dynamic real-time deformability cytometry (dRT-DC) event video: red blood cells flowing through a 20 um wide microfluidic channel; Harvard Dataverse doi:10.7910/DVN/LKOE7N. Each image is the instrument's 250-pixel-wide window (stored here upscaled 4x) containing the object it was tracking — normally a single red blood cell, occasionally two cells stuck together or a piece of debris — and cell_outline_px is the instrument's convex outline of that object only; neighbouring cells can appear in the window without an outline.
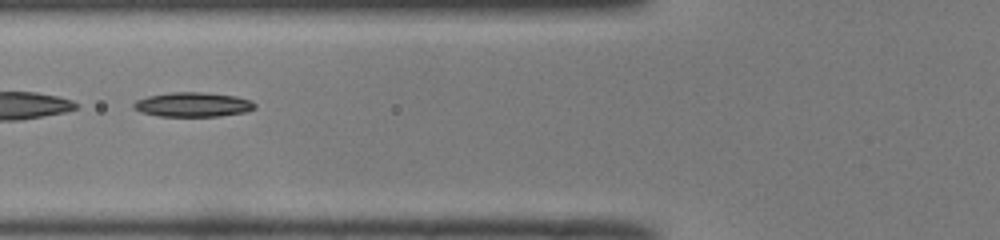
{"species": "common noctule bat (a hibernating species)", "species_latin": "Nyctalus noctula", "temperature_condition": "room temperature", "stored_images_in_passage": 49, "segment_of_instrument_passage": [2, 2], "camera_frame_rate_fps": 3000, "um_per_image_px": 0.085, "animal": {"sex": "male", "body_mass_g": 19.0, "forearm_length_mm": 50.8}, "frame": {"image": 1, "passage_image": 20, "time_ms": 6.333, "image_size_px": [1000, 240], "cell_outline_px": [[256, 108], [244, 112], [220, 116], [160, 116], [140, 112], [132, 108], [132, 104], [136, 100], [148, 96], [172, 92], [200, 92], [236, 96], [252, 100], [256, 104]], "centroid_in_image_um": [16.39, 8.89], "position_along_channel_um": 109.4, "area_um2": 17.34}}
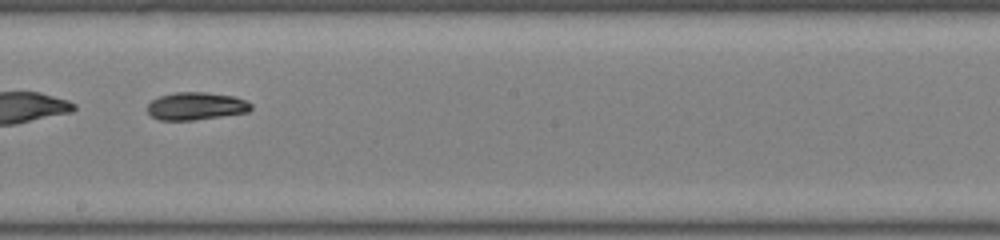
{"frame": {"image": 2, "passage_image": 29, "time_ms": 9.333, "image_size_px": [1000, 240], "cell_outline_px": [[252, 108], [248, 112], [192, 120], [160, 120], [152, 116], [148, 112], [148, 104], [152, 100], [160, 96], [176, 92], [204, 92], [236, 96], [252, 104]], "centroid_in_image_um": [16.67, 9.01], "position_along_channel_um": 231.5, "area_um2": 16.59}}
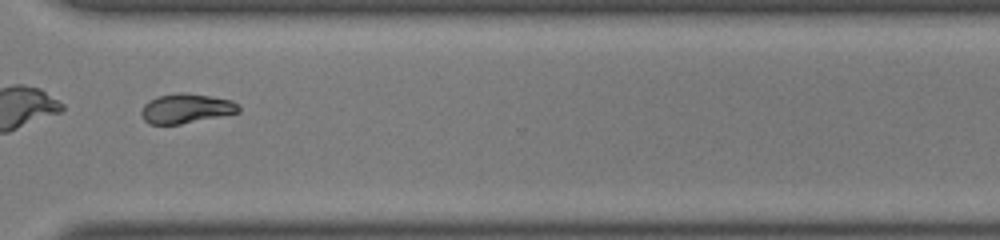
{"frame": {"image": 3, "passage_image": 38, "time_ms": 12.333, "image_size_px": [1000, 240], "cell_outline_px": [[240, 112], [180, 124], [148, 124], [144, 120], [140, 112], [144, 104], [148, 100], [156, 96], [176, 92], [184, 92], [232, 100], [240, 108]], "centroid_in_image_um": [15.76, 9.21], "position_along_channel_um": 354.8, "area_um2": 16.76}}